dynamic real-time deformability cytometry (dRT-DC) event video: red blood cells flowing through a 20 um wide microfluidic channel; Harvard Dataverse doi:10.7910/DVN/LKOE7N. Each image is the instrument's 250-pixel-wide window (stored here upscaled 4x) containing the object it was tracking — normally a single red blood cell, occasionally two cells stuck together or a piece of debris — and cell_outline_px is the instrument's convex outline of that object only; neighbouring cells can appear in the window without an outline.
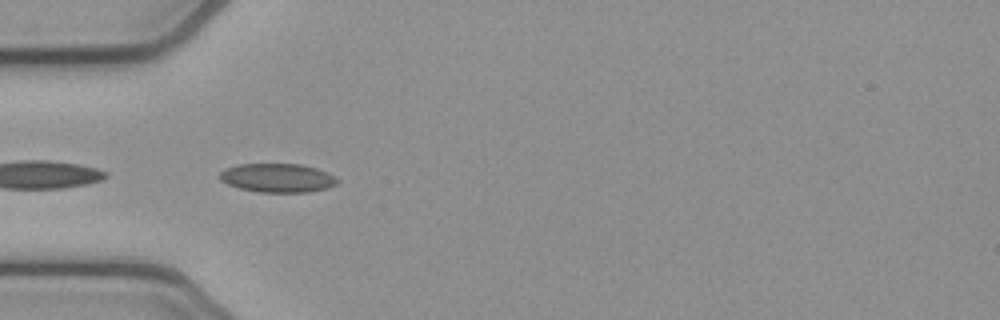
{"species": "common noctule bat (a hibernating species)", "species_latin": "Nyctalus noctula", "temperature_condition": "cold", "stored_images_in_passage": 12, "camera_frame_rate_fps": 3000, "um_per_image_px": 0.085, "animal": {"sex": "female", "body_mass_g": 21.9}, "frame": {"image": 1, "passage_image": 4, "time_ms": 1.0, "image_size_px": [1000, 320], "cell_outline_px": [[340, 180], [336, 184], [328, 188], [308, 192], [260, 192], [240, 188], [228, 184], [220, 180], [220, 172], [224, 168], [240, 164], [300, 164], [316, 168]], "centroid_in_image_um": [23.57, 15.12], "position_along_channel_um": 61.4, "area_um2": 19.59}}
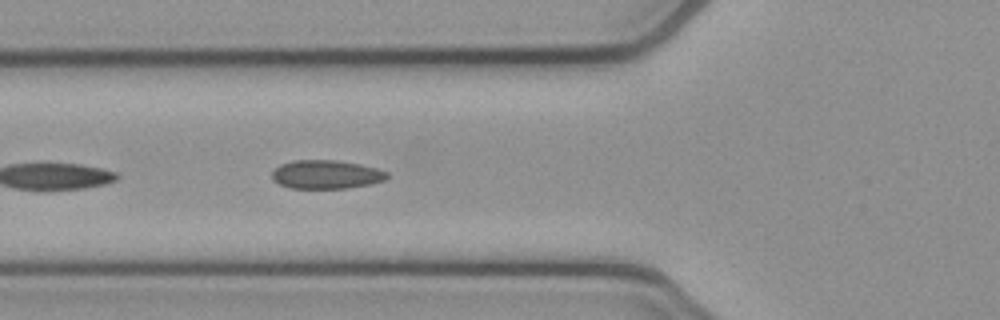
{"frame": {"image": 2, "passage_image": 7, "time_ms": 2.0, "image_size_px": [1000, 320], "cell_outline_px": [[388, 176], [384, 180], [372, 184], [348, 188], [288, 188], [272, 180], [272, 172], [280, 164], [292, 160], [336, 160], [360, 164], [376, 168], [388, 172]], "centroid_in_image_um": [27.72, 14.83], "position_along_channel_um": 98.1, "area_um2": 19.31}}